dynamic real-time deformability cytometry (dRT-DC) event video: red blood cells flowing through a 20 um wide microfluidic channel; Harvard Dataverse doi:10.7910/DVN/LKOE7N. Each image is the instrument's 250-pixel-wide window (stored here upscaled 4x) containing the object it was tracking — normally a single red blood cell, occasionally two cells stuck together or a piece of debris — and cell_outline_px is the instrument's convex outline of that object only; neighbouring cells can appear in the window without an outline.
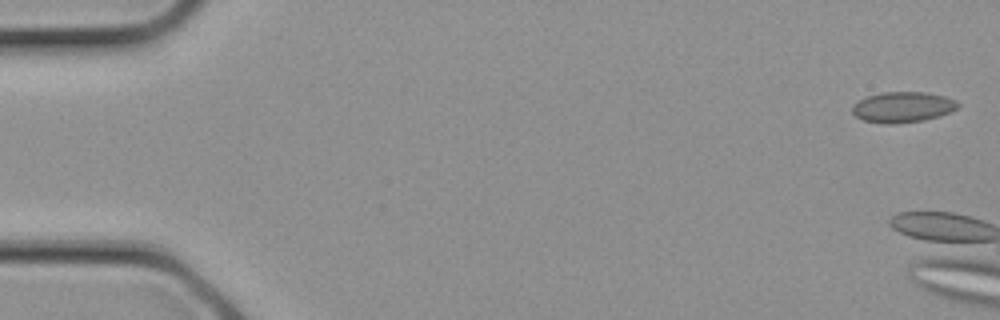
{"species": "common noctule bat (a hibernating species)", "species_latin": "Nyctalus noctula", "temperature_condition": "cold", "stored_images_in_passage": 3, "camera_frame_rate_fps": 3000, "um_per_image_px": 0.085, "animal": {"sex": "female", "body_mass_g": 21.9}, "frame": {"image": 1, "passage_image": 1, "time_ms": 0.0, "image_size_px": [1000, 320], "cell_outline_px": [[960, 104], [956, 108], [940, 116], [924, 120], [892, 124], [888, 124], [864, 120], [856, 116], [852, 112], [852, 104], [868, 96], [884, 92], [924, 92], [944, 96], [956, 100]], "centroid_in_image_um": [76.73, 9.1], "position_along_channel_um": 8.3, "area_um2": 18.67}}